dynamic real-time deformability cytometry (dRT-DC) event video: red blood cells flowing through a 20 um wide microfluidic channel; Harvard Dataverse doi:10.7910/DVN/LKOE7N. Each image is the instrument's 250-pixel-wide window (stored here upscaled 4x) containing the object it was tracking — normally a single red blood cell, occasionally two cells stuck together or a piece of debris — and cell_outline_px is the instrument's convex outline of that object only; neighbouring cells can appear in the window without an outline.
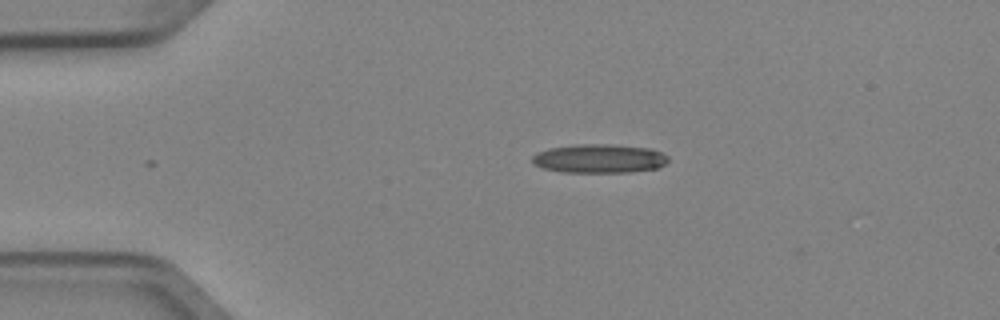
{"species": "Egyptian fruit bat (a non-hibernating species)", "species_latin": "Rousettus aegyptiacus", "temperature_condition": "cold", "stored_images_in_passage": 2, "camera_frame_rate_fps": 3000, "um_per_image_px": 0.085, "animal": {"sex": "female"}, "frame": {"image": 1, "passage_image": 1, "time_ms": 0.0, "image_size_px": [1000, 320], "cell_outline_px": [[668, 160], [664, 164], [656, 168], [628, 172], [560, 172], [544, 168], [532, 164], [532, 156], [540, 152], [552, 148], [576, 144], [608, 144], [652, 148], [668, 156]], "centroid_in_image_um": [50.94, 13.48], "position_along_channel_um": 34.1, "area_um2": 22.72}}